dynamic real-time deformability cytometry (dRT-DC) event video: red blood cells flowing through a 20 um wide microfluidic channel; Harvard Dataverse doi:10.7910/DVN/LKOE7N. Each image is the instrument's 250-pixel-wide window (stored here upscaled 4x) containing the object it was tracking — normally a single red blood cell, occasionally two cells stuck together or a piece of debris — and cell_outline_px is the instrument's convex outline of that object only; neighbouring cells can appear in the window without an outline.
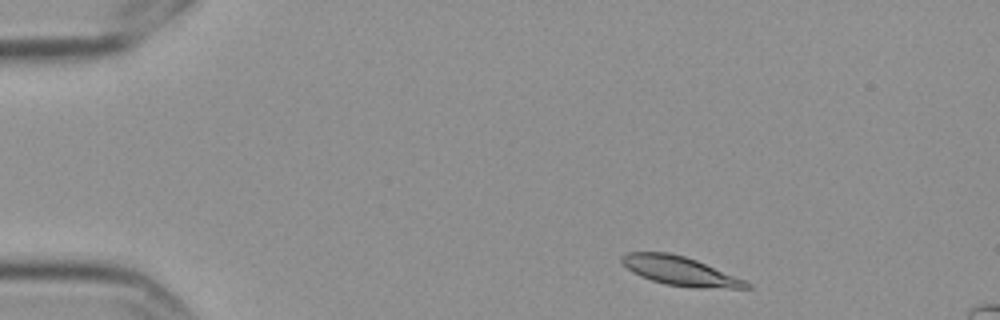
{"species": "Egyptian fruit bat (a non-hibernating species)", "species_latin": "Rousettus aegyptiacus", "temperature_condition": "cold", "stored_images_in_passage": 5, "camera_frame_rate_fps": 3000, "um_per_image_px": 0.085, "frame": {"image": 1, "passage_image": 1, "time_ms": 0.0, "image_size_px": [1000, 320], "cell_outline_px": [[752, 288], [692, 288], [664, 284], [640, 276], [632, 272], [620, 260], [620, 256], [628, 252], [668, 252], [684, 256], [696, 260], [744, 280], [752, 284]], "centroid_in_image_um": [57.78, 23.04], "position_along_channel_um": 27.2, "area_um2": 20.98}}
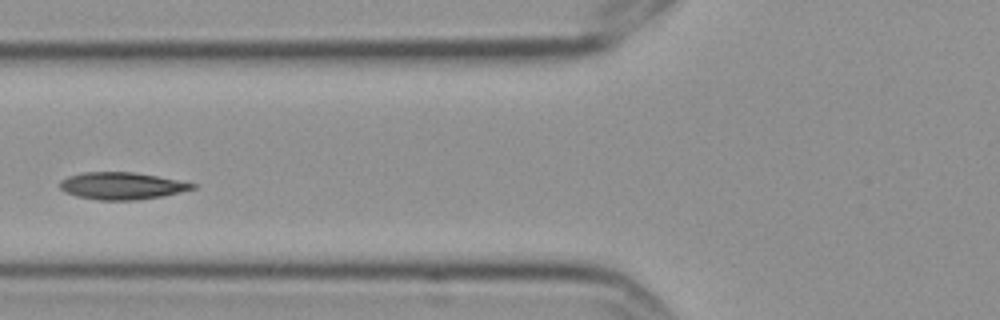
{"frame": {"image": 2, "passage_image": 5, "time_ms": 1.333, "image_size_px": [1000, 320], "cell_outline_px": [[196, 188], [164, 196], [136, 200], [100, 200], [76, 196], [64, 192], [60, 188], [60, 180], [68, 176], [84, 172], [132, 172], [156, 176], [196, 184]], "centroid_in_image_um": [10.32, 15.8], "position_along_channel_um": 115.5, "area_um2": 20.87}}